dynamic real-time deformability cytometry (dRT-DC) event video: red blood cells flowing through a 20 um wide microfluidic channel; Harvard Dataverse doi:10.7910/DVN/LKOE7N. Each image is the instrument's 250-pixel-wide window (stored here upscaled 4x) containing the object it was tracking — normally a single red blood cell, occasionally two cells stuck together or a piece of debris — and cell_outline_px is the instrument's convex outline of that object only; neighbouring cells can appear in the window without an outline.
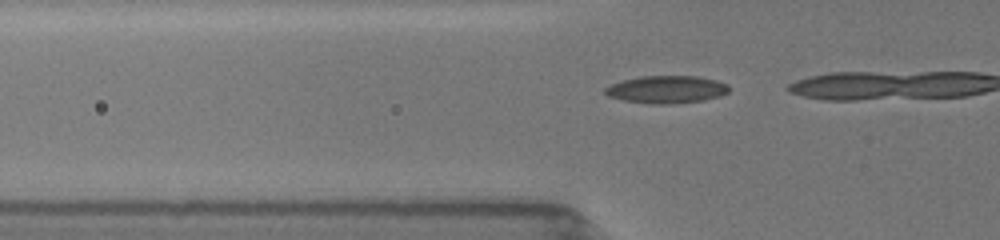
{"species": "common noctule bat (a hibernating species)", "species_latin": "Nyctalus noctula", "temperature_condition": "room temperature", "stored_images_in_passage": 26, "camera_frame_rate_fps": 3000, "um_per_image_px": 0.085, "animal": {"sex": "female", "body_mass_g": 19.5, "forearm_length_mm": 54.1}, "frame": {"image": 1, "passage_image": 21, "time_ms": 4.667, "image_size_px": [1000, 240], "cell_outline_px": [[728, 92], [720, 96], [704, 100], [668, 104], [652, 104], [624, 100], [608, 96], [604, 92], [604, 88], [612, 84], [624, 80], [640, 76], [700, 76], [716, 80], [728, 84]], "centroid_in_image_um": [56.67, 7.6], "position_along_channel_um": 69.1, "area_um2": 19.83}}